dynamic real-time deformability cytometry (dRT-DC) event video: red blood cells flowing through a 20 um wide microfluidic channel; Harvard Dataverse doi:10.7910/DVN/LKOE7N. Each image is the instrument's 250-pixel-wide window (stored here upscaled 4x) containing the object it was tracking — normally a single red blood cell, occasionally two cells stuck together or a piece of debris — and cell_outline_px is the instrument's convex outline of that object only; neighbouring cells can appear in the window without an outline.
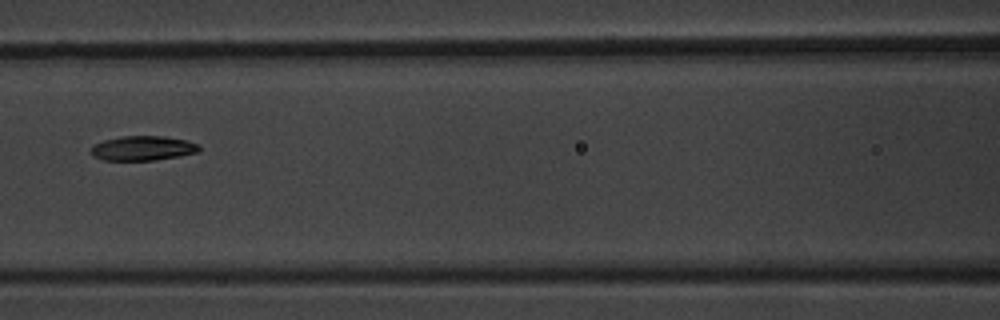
{"species": "common noctule bat (a hibernating species)", "species_latin": "Nyctalus noctula", "temperature_condition": "warm", "stored_images_in_passage": 4, "camera_frame_rate_fps": 3000, "um_per_image_px": 0.085, "animal": {"sex": "male", "body_mass_g": 20.1, "forearm_length_mm": 53.5}, "frame": {"image": 1, "passage_image": 4, "time_ms": 3.667, "image_size_px": [1000, 320], "cell_outline_px": [[200, 152], [156, 160], [104, 160], [92, 156], [88, 148], [92, 144], [104, 140], [120, 136], [164, 136], [184, 140], [200, 144]], "centroid_in_image_um": [12.09, 12.6], "position_along_channel_um": 154.5, "area_um2": 15.72}}